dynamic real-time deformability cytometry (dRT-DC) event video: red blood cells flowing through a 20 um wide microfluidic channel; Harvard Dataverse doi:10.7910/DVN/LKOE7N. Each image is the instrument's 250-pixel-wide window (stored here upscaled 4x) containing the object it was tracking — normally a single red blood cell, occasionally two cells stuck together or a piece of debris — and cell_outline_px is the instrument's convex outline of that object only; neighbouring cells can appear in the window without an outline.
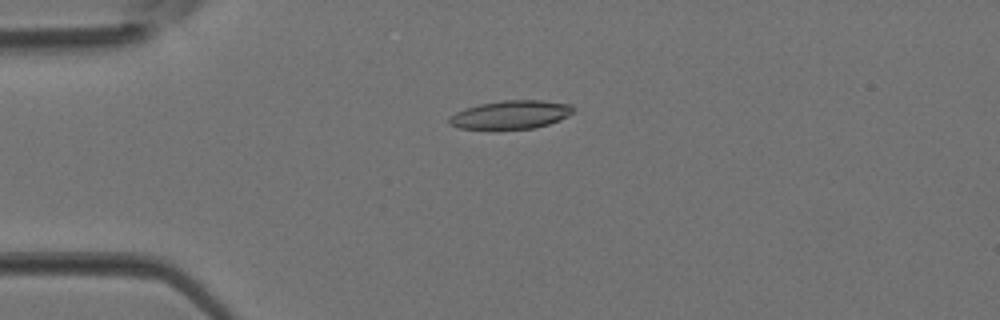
{"species": "Egyptian fruit bat (a non-hibernating species)", "species_latin": "Rousettus aegyptiacus", "temperature_condition": "room temperature", "stored_images_in_passage": 3, "camera_frame_rate_fps": 3000, "um_per_image_px": 0.085, "animal": {"sex": "female"}, "frame": {"image": 1, "passage_image": 3, "time_ms": 0.667, "image_size_px": [1000, 320], "cell_outline_px": [[572, 112], [568, 116], [560, 120], [548, 124], [532, 128], [460, 128], [448, 124], [448, 120], [456, 112], [480, 104], [504, 100], [544, 100], [568, 104], [572, 108]], "centroid_in_image_um": [43.43, 9.74], "position_along_channel_um": 41.6, "area_um2": 20.0}}